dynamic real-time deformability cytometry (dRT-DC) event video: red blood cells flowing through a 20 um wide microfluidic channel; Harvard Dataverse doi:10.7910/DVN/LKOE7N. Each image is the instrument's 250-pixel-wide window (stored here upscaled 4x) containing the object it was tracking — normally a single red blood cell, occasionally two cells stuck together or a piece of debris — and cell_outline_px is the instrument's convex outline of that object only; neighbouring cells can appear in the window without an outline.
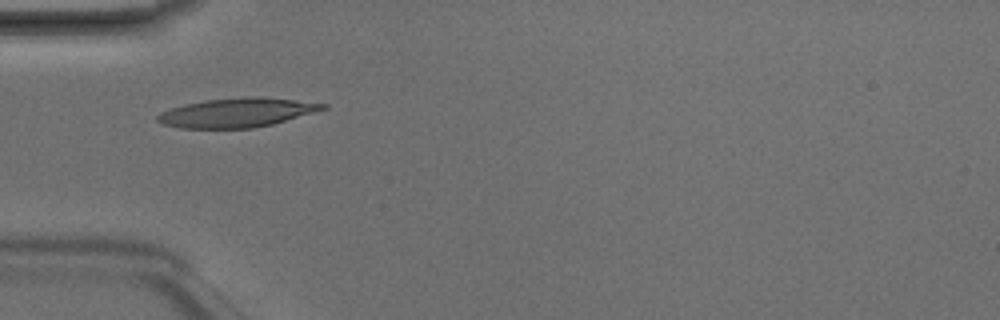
{"species": "Egyptian fruit bat (a non-hibernating species)", "species_latin": "Rousettus aegyptiacus", "temperature_condition": "room temperature", "stored_images_in_passage": 1, "camera_frame_rate_fps": 3000, "um_per_image_px": 0.085, "animal": {"sex": "male"}, "frame": {"image": 1, "passage_image": 1, "time_ms": 0.0, "image_size_px": [1000, 320], "cell_outline_px": [[328, 108], [316, 112], [272, 124], [252, 128], [180, 128], [164, 124], [156, 120], [156, 116], [160, 112], [172, 108], [188, 104], [208, 100], [260, 96], [328, 104]], "centroid_in_image_um": [20.17, 9.58], "position_along_channel_um": 64.8, "area_um2": 27.69}}